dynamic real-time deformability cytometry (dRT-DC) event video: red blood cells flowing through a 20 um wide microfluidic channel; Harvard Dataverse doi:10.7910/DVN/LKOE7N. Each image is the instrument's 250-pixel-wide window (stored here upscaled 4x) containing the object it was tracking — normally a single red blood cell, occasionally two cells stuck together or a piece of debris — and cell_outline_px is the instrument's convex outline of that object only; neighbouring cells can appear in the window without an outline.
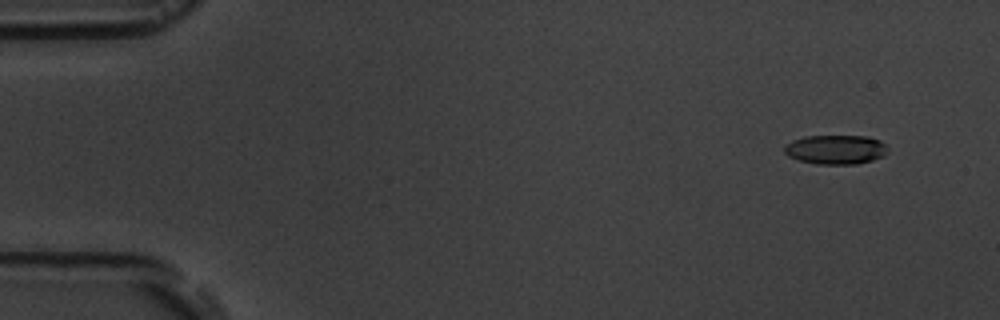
{"species": "common noctule bat (a hibernating species)", "species_latin": "Nyctalus noctula", "temperature_condition": "room temperature", "stored_images_in_passage": 9, "camera_frame_rate_fps": 3000, "um_per_image_px": 0.085, "animal": {"sex": "male", "body_mass_g": 19.5, "forearm_length_mm": 54.6}, "frame": {"image": 1, "passage_image": 1, "time_ms": 0.0, "image_size_px": [1000, 320], "cell_outline_px": [[888, 148], [884, 156], [872, 160], [856, 164], [816, 164], [800, 160], [788, 156], [784, 152], [784, 144], [792, 140], [804, 136], [868, 136], [880, 140]], "centroid_in_image_um": [71.02, 12.7], "position_along_channel_um": 14.0, "area_um2": 17.74}}
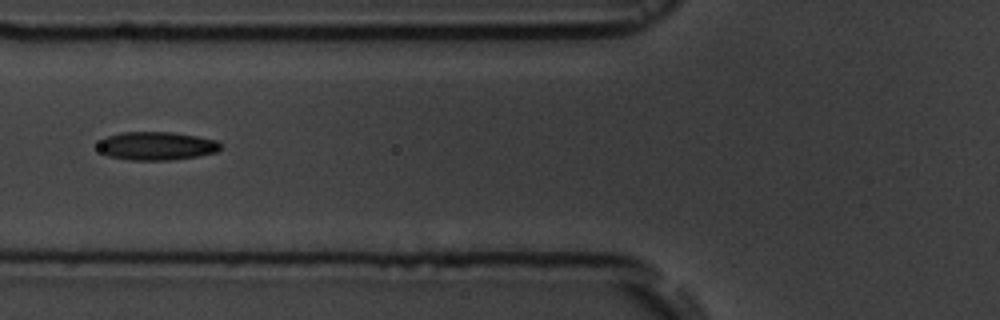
{"frame": {"image": 2, "passage_image": 6, "time_ms": 6.0, "image_size_px": [1000, 320], "cell_outline_px": [[220, 148], [216, 152], [196, 156], [172, 160], [128, 160], [108, 156], [100, 152], [100, 140], [108, 136], [120, 132], [172, 132], [196, 136], [216, 140], [220, 144]], "centroid_in_image_um": [13.29, 12.4], "position_along_channel_um": 112.5, "area_um2": 20.11}}
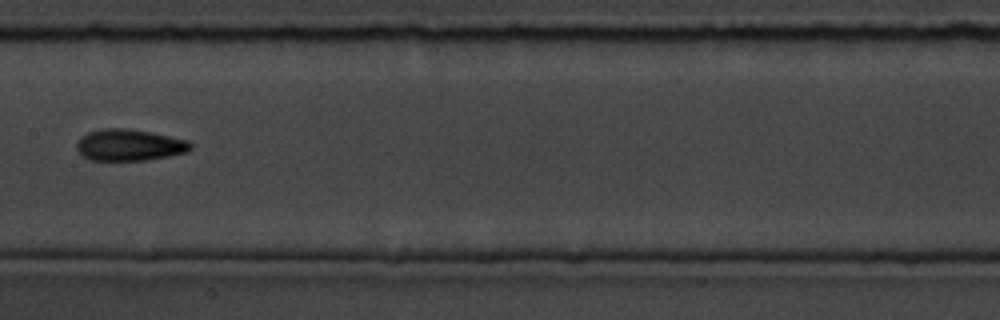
{"frame": {"image": 3, "passage_image": 8, "time_ms": 8.333, "image_size_px": [1000, 320], "cell_outline_px": [[192, 148], [188, 152], [148, 160], [88, 160], [76, 148], [76, 144], [80, 136], [88, 132], [100, 128], [128, 128], [188, 140], [192, 144]], "centroid_in_image_um": [10.98, 12.32], "position_along_channel_um": 196.4, "area_um2": 20.98}}